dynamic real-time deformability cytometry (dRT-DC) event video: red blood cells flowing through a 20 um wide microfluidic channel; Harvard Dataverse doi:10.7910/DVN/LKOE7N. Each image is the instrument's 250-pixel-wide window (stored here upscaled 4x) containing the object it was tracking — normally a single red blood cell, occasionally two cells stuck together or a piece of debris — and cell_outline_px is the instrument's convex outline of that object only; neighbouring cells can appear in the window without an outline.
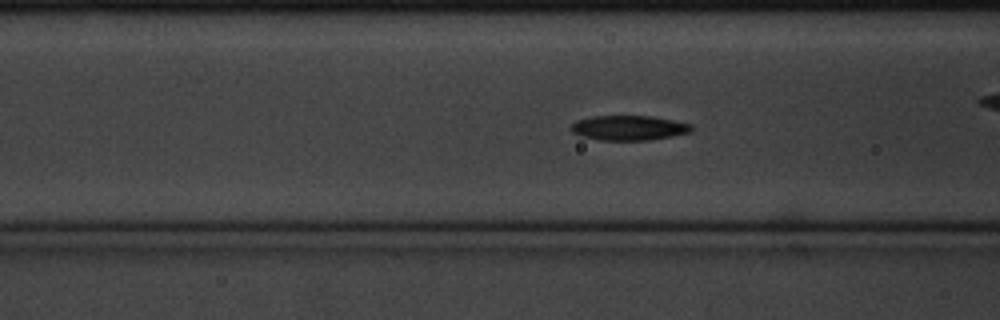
{"species": "common noctule bat (a hibernating species)", "species_latin": "Nyctalus noctula", "temperature_condition": "cold", "stored_images_in_passage": 44, "camera_frame_rate_fps": 3000, "um_per_image_px": 0.085, "animal": {"sex": "male", "body_mass_g": 20.1, "forearm_length_mm": 53.5}, "frame": {"image": 1, "passage_image": 7, "time_ms": 2.0, "image_size_px": [1000, 320], "cell_outline_px": [[692, 132], [672, 136], [648, 140], [600, 140], [580, 136], [572, 132], [568, 128], [576, 120], [592, 116], [652, 116], [692, 124]], "centroid_in_image_um": [53.42, 10.87], "position_along_channel_um": 113.2, "area_um2": 17.51}}
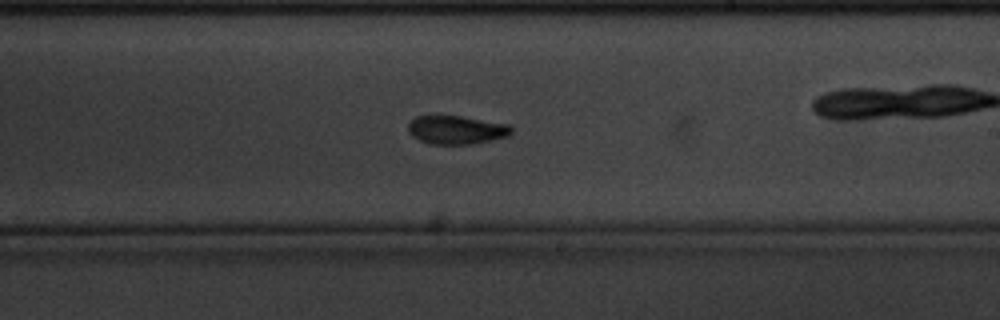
{"frame": {"image": 2, "passage_image": 19, "time_ms": 6.0, "image_size_px": [1000, 320], "cell_outline_px": [[512, 132], [508, 136], [472, 144], [428, 144], [412, 136], [408, 132], [408, 124], [416, 116], [460, 116], [508, 124], [512, 128]], "centroid_in_image_um": [38.77, 11.04], "position_along_channel_um": 250.2, "area_um2": 17.05}, "authors_computed_cell_mechanics": {"area_um2": 17.051, "velocity_mm_per_s": 3.4258, "shape_relaxation_time_tau1_ms": 3.0707, "shape_relaxation_time_tau2_ms": 5.2432, "deformation_change_tau1": 0.1276, "deformation_change_tau2": 0.1109}}